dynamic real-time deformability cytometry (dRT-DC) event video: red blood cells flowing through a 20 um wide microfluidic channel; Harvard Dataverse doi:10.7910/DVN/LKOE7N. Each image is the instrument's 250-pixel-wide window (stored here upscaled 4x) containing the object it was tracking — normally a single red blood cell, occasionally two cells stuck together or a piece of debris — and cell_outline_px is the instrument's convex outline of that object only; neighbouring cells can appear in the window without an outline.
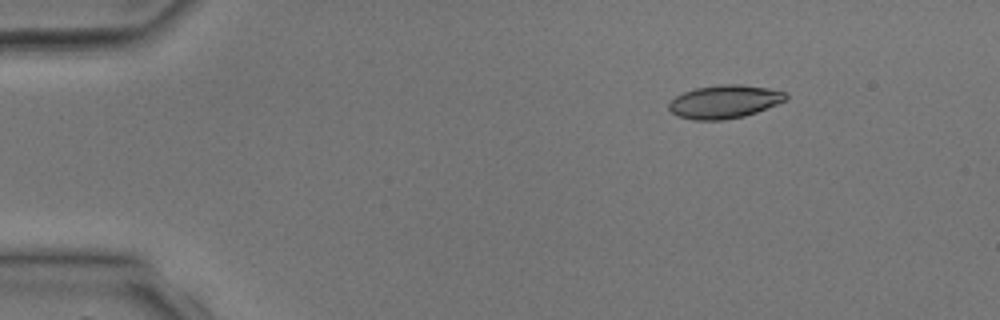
{"species": "common noctule bat (a hibernating species)", "species_latin": "Nyctalus noctula", "temperature_condition": "room temperature", "stored_images_in_passage": 3, "camera_frame_rate_fps": 3000, "um_per_image_px": 0.085, "animal": {"sex": "male", "body_mass_g": 17.9, "forearm_length_mm": 54.2}, "frame": {"image": 1, "passage_image": 1, "time_ms": 0.0, "image_size_px": [1000, 320], "cell_outline_px": [[788, 100], [756, 112], [744, 116], [724, 120], [692, 120], [676, 116], [668, 108], [668, 100], [684, 92], [696, 88], [720, 84], [740, 84], [768, 88], [784, 92], [788, 96]], "centroid_in_image_um": [61.55, 8.65], "position_along_channel_um": 23.4, "area_um2": 22.83}}
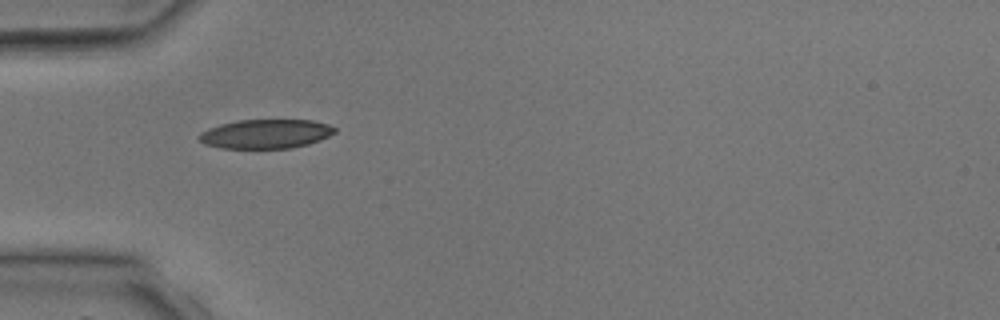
{"frame": {"image": 2, "passage_image": 3, "time_ms": 2.333, "image_size_px": [1000, 320], "cell_outline_px": [[336, 132], [320, 140], [308, 144], [292, 148], [220, 148], [204, 144], [196, 136], [200, 132], [208, 128], [220, 124], [236, 120], [312, 120], [328, 124], [336, 128]], "centroid_in_image_um": [22.56, 11.38], "position_along_channel_um": 62.4, "area_um2": 23.18}}